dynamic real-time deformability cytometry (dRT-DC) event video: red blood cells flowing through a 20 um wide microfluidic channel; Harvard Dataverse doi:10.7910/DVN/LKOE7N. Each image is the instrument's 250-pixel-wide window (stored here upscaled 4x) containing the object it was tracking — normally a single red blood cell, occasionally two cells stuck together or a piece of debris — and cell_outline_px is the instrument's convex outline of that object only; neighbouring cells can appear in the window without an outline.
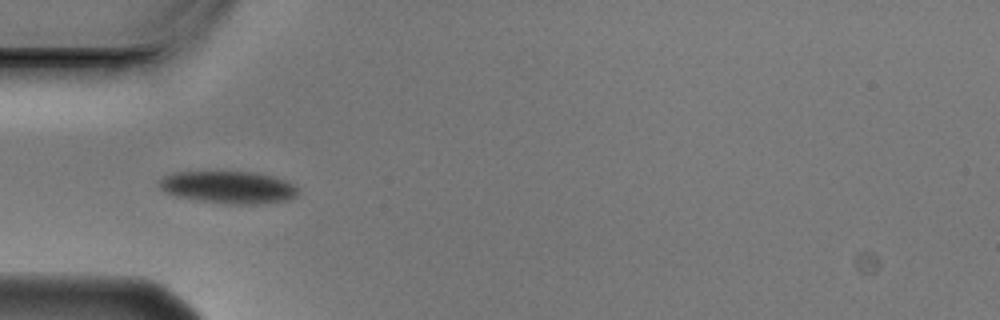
{"species": "Egyptian fruit bat (a non-hibernating species)", "species_latin": "Rousettus aegyptiacus", "temperature_condition": "cold", "stored_images_in_passage": 8, "camera_frame_rate_fps": 3000, "um_per_image_px": 0.085, "animal": {"sex": "male"}, "frame": {"image": 1, "passage_image": 5, "time_ms": 1.333, "image_size_px": [1000, 320], "cell_outline_px": [[300, 192], [296, 196], [288, 200], [256, 204], [224, 204], [176, 196], [164, 192], [156, 184], [156, 180], [172, 172], [252, 172], [272, 176], [284, 180], [292, 184]], "centroid_in_image_um": [19.36, 15.92], "position_along_channel_um": 65.6, "area_um2": 26.24}}
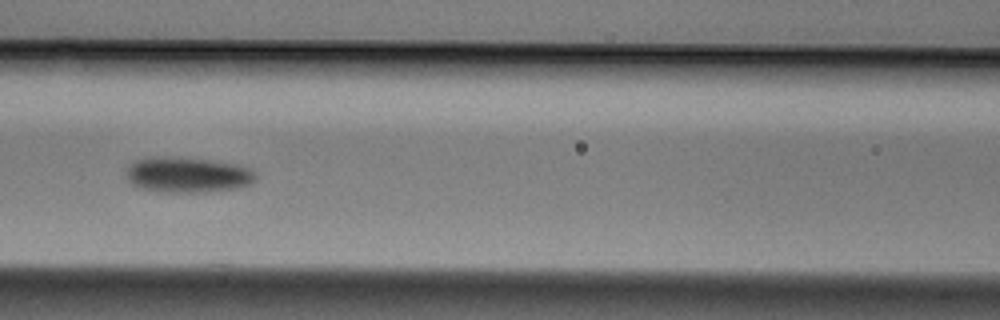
{"frame": {"image": 2, "passage_image": 7, "time_ms": 2.0, "image_size_px": [1000, 320], "cell_outline_px": [[256, 180], [252, 184], [240, 188], [204, 192], [160, 192], [140, 188], [132, 184], [128, 180], [128, 164], [132, 160], [144, 156], [180, 156], [212, 160], [240, 164], [252, 168], [256, 172]], "centroid_in_image_um": [15.97, 14.83], "position_along_channel_um": 150.6, "area_um2": 27.74}}
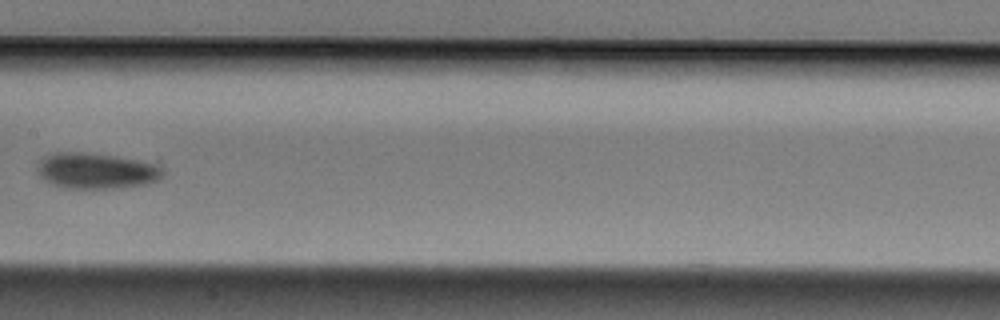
{"frame": {"image": 3, "passage_image": 8, "time_ms": 2.333, "image_size_px": [1000, 320], "cell_outline_px": [[164, 176], [160, 180], [148, 184], [120, 188], [64, 188], [52, 184], [44, 180], [36, 172], [36, 164], [44, 156], [56, 152], [84, 152], [140, 160], [164, 168]], "centroid_in_image_um": [8.17, 14.53], "position_along_channel_um": 199.2, "area_um2": 26.53}}